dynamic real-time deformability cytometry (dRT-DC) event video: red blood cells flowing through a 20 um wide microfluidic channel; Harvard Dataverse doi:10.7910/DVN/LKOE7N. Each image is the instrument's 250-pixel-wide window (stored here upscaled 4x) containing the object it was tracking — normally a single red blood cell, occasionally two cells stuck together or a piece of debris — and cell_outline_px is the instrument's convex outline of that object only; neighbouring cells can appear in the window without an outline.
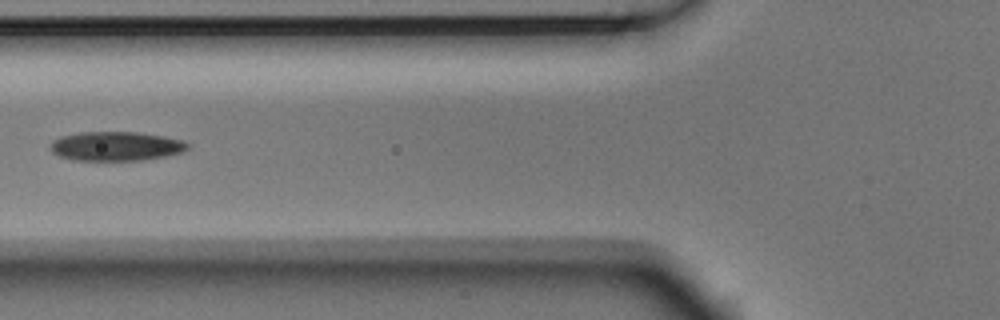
{"species": "Egyptian fruit bat (a non-hibernating species)", "species_latin": "Rousettus aegyptiacus", "temperature_condition": "room temperature", "stored_images_in_passage": 4, "camera_frame_rate_fps": 3000, "um_per_image_px": 0.085, "animal": {"sex": "male"}, "frame": {"image": 1, "passage_image": 3, "time_ms": 0.667, "image_size_px": [1000, 320], "cell_outline_px": [[188, 148], [184, 152], [144, 160], [72, 160], [60, 156], [52, 152], [48, 148], [52, 140], [64, 136], [80, 132], [136, 132], [160, 136], [180, 140], [188, 144]], "centroid_in_image_um": [9.81, 12.43], "position_along_channel_um": 116.0, "area_um2": 23.18}}
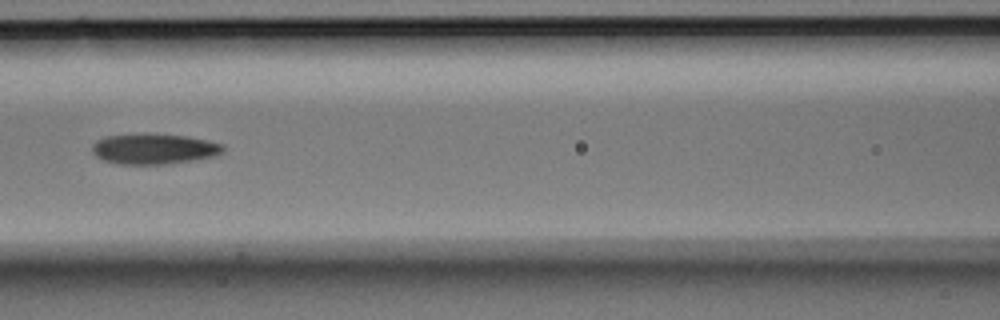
{"frame": {"image": 2, "passage_image": 4, "time_ms": 1.0, "image_size_px": [1000, 320], "cell_outline_px": [[224, 152], [216, 156], [196, 160], [164, 164], [120, 164], [104, 160], [96, 156], [92, 152], [92, 144], [96, 140], [104, 136], [144, 132], [156, 132], [184, 136], [208, 140], [224, 144]], "centroid_in_image_um": [13.1, 12.63], "position_along_channel_um": 153.5, "area_um2": 23.93}}